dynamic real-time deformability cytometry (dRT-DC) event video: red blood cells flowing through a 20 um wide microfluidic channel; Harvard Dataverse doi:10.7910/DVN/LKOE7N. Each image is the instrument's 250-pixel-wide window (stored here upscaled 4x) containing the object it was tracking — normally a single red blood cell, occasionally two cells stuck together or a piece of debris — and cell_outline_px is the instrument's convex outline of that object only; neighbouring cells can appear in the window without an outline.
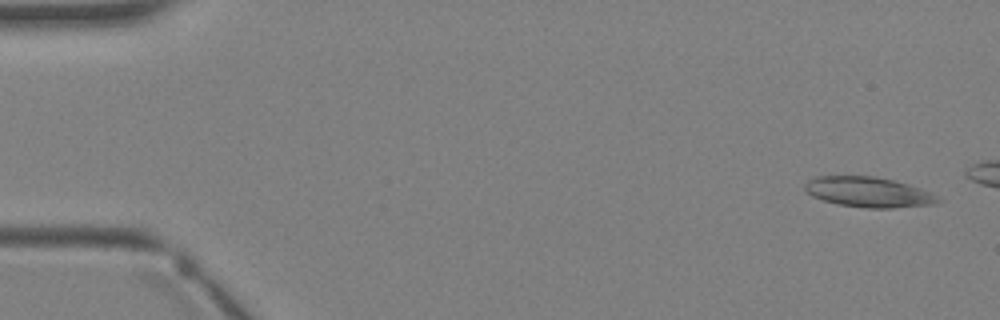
{"species": "Egyptian fruit bat (a non-hibernating species)", "species_latin": "Rousettus aegyptiacus", "temperature_condition": "warm", "stored_images_in_passage": 4, "camera_frame_rate_fps": 3000, "um_per_image_px": 0.085, "animal": {"sex": "female"}, "frame": {"image": 1, "passage_image": 1, "time_ms": 0.0, "image_size_px": [1000, 320], "cell_outline_px": [[944, 200], [932, 204], [892, 208], [864, 208], [836, 204], [812, 196], [804, 192], [804, 184], [808, 180], [816, 176], [872, 176], [892, 180], [908, 184], [932, 192]], "centroid_in_image_um": [73.8, 16.33], "position_along_channel_um": 11.2, "area_um2": 23.58}}
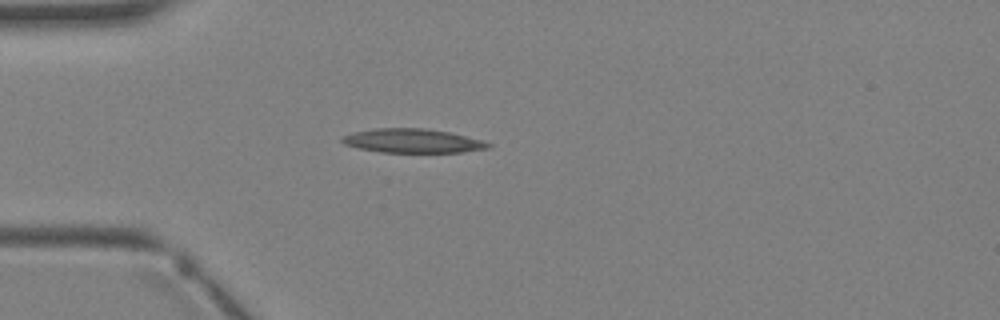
{"frame": {"image": 2, "passage_image": 4, "time_ms": 4.333, "image_size_px": [1000, 320], "cell_outline_px": [[492, 144], [488, 148], [460, 152], [380, 152], [360, 148], [344, 144], [340, 140], [340, 136], [352, 132], [372, 128], [424, 128], [448, 132], [484, 140]], "centroid_in_image_um": [35.02, 11.96], "position_along_channel_um": 50.0, "area_um2": 20.46}}